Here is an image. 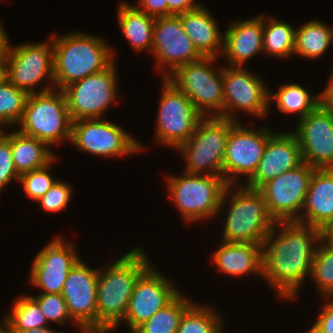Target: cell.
Masks as SVG:
<instances>
[{
  "instance_id": "1",
  "label": "cell",
  "mask_w": 333,
  "mask_h": 333,
  "mask_svg": "<svg viewBox=\"0 0 333 333\" xmlns=\"http://www.w3.org/2000/svg\"><path fill=\"white\" fill-rule=\"evenodd\" d=\"M319 242L320 230L298 221H277L268 233L262 245V278L279 299L297 298Z\"/></svg>"
},
{
  "instance_id": "2",
  "label": "cell",
  "mask_w": 333,
  "mask_h": 333,
  "mask_svg": "<svg viewBox=\"0 0 333 333\" xmlns=\"http://www.w3.org/2000/svg\"><path fill=\"white\" fill-rule=\"evenodd\" d=\"M152 265L139 246L107 267L99 268L97 282V333H110L123 324L138 278Z\"/></svg>"
},
{
  "instance_id": "3",
  "label": "cell",
  "mask_w": 333,
  "mask_h": 333,
  "mask_svg": "<svg viewBox=\"0 0 333 333\" xmlns=\"http://www.w3.org/2000/svg\"><path fill=\"white\" fill-rule=\"evenodd\" d=\"M54 86H66L108 68L115 60V50L93 34L70 32L56 37L53 33Z\"/></svg>"
},
{
  "instance_id": "4",
  "label": "cell",
  "mask_w": 333,
  "mask_h": 333,
  "mask_svg": "<svg viewBox=\"0 0 333 333\" xmlns=\"http://www.w3.org/2000/svg\"><path fill=\"white\" fill-rule=\"evenodd\" d=\"M231 189L234 194L230 193L233 191ZM227 203L229 209H226L228 214L224 218L221 241L263 245L276 221L270 215L262 194L258 190L247 188L241 182L239 186L227 185L221 198L220 210Z\"/></svg>"
},
{
  "instance_id": "5",
  "label": "cell",
  "mask_w": 333,
  "mask_h": 333,
  "mask_svg": "<svg viewBox=\"0 0 333 333\" xmlns=\"http://www.w3.org/2000/svg\"><path fill=\"white\" fill-rule=\"evenodd\" d=\"M216 60L203 57L181 65L166 79L191 100L203 117L224 118L223 66L213 67Z\"/></svg>"
},
{
  "instance_id": "6",
  "label": "cell",
  "mask_w": 333,
  "mask_h": 333,
  "mask_svg": "<svg viewBox=\"0 0 333 333\" xmlns=\"http://www.w3.org/2000/svg\"><path fill=\"white\" fill-rule=\"evenodd\" d=\"M18 130L48 146L71 141L72 120L63 90L28 95Z\"/></svg>"
},
{
  "instance_id": "7",
  "label": "cell",
  "mask_w": 333,
  "mask_h": 333,
  "mask_svg": "<svg viewBox=\"0 0 333 333\" xmlns=\"http://www.w3.org/2000/svg\"><path fill=\"white\" fill-rule=\"evenodd\" d=\"M174 176L166 177L169 197L184 221L194 223V221H203L222 213L220 203L227 186L222 176L187 172Z\"/></svg>"
},
{
  "instance_id": "8",
  "label": "cell",
  "mask_w": 333,
  "mask_h": 333,
  "mask_svg": "<svg viewBox=\"0 0 333 333\" xmlns=\"http://www.w3.org/2000/svg\"><path fill=\"white\" fill-rule=\"evenodd\" d=\"M236 121L203 117L190 138L177 150L186 160L185 172L222 176L226 142Z\"/></svg>"
},
{
  "instance_id": "9",
  "label": "cell",
  "mask_w": 333,
  "mask_h": 333,
  "mask_svg": "<svg viewBox=\"0 0 333 333\" xmlns=\"http://www.w3.org/2000/svg\"><path fill=\"white\" fill-rule=\"evenodd\" d=\"M53 60L51 36L47 42L23 43L17 46L9 44L6 58L7 79L28 95L55 89ZM47 78L50 86H43L37 91L35 88L38 84Z\"/></svg>"
},
{
  "instance_id": "10",
  "label": "cell",
  "mask_w": 333,
  "mask_h": 333,
  "mask_svg": "<svg viewBox=\"0 0 333 333\" xmlns=\"http://www.w3.org/2000/svg\"><path fill=\"white\" fill-rule=\"evenodd\" d=\"M155 141L177 149L184 144L196 129L203 116L191 100L166 78H163Z\"/></svg>"
},
{
  "instance_id": "11",
  "label": "cell",
  "mask_w": 333,
  "mask_h": 333,
  "mask_svg": "<svg viewBox=\"0 0 333 333\" xmlns=\"http://www.w3.org/2000/svg\"><path fill=\"white\" fill-rule=\"evenodd\" d=\"M114 61L105 70L89 75L63 89L72 122L80 119L103 118L117 99L118 79Z\"/></svg>"
},
{
  "instance_id": "12",
  "label": "cell",
  "mask_w": 333,
  "mask_h": 333,
  "mask_svg": "<svg viewBox=\"0 0 333 333\" xmlns=\"http://www.w3.org/2000/svg\"><path fill=\"white\" fill-rule=\"evenodd\" d=\"M273 134L265 125L256 131L255 128L242 126L240 122H236L231 127L222 167V177L227 185H239L236 179L242 175L244 179L247 177L244 184L254 175L267 141Z\"/></svg>"
},
{
  "instance_id": "13",
  "label": "cell",
  "mask_w": 333,
  "mask_h": 333,
  "mask_svg": "<svg viewBox=\"0 0 333 333\" xmlns=\"http://www.w3.org/2000/svg\"><path fill=\"white\" fill-rule=\"evenodd\" d=\"M70 142L84 152L104 158L136 154L144 149L123 127L101 118L72 122Z\"/></svg>"
},
{
  "instance_id": "14",
  "label": "cell",
  "mask_w": 333,
  "mask_h": 333,
  "mask_svg": "<svg viewBox=\"0 0 333 333\" xmlns=\"http://www.w3.org/2000/svg\"><path fill=\"white\" fill-rule=\"evenodd\" d=\"M265 84L245 66H223L224 118L238 122L237 111L256 118L267 116L270 110L269 87Z\"/></svg>"
},
{
  "instance_id": "15",
  "label": "cell",
  "mask_w": 333,
  "mask_h": 333,
  "mask_svg": "<svg viewBox=\"0 0 333 333\" xmlns=\"http://www.w3.org/2000/svg\"><path fill=\"white\" fill-rule=\"evenodd\" d=\"M314 169L303 162L258 189L276 222L299 221Z\"/></svg>"
},
{
  "instance_id": "16",
  "label": "cell",
  "mask_w": 333,
  "mask_h": 333,
  "mask_svg": "<svg viewBox=\"0 0 333 333\" xmlns=\"http://www.w3.org/2000/svg\"><path fill=\"white\" fill-rule=\"evenodd\" d=\"M151 54L156 58L157 63L154 67L163 74L162 78H166L181 65L203 58L184 32L178 15L155 19Z\"/></svg>"
},
{
  "instance_id": "17",
  "label": "cell",
  "mask_w": 333,
  "mask_h": 333,
  "mask_svg": "<svg viewBox=\"0 0 333 333\" xmlns=\"http://www.w3.org/2000/svg\"><path fill=\"white\" fill-rule=\"evenodd\" d=\"M99 268L81 259L69 272L61 292L68 313L82 333H97V282Z\"/></svg>"
},
{
  "instance_id": "18",
  "label": "cell",
  "mask_w": 333,
  "mask_h": 333,
  "mask_svg": "<svg viewBox=\"0 0 333 333\" xmlns=\"http://www.w3.org/2000/svg\"><path fill=\"white\" fill-rule=\"evenodd\" d=\"M303 162L315 169L333 168V110L318 106L296 123Z\"/></svg>"
},
{
  "instance_id": "19",
  "label": "cell",
  "mask_w": 333,
  "mask_h": 333,
  "mask_svg": "<svg viewBox=\"0 0 333 333\" xmlns=\"http://www.w3.org/2000/svg\"><path fill=\"white\" fill-rule=\"evenodd\" d=\"M73 243L54 237L35 256L31 264L30 281L39 294H61L66 278L80 260Z\"/></svg>"
},
{
  "instance_id": "20",
  "label": "cell",
  "mask_w": 333,
  "mask_h": 333,
  "mask_svg": "<svg viewBox=\"0 0 333 333\" xmlns=\"http://www.w3.org/2000/svg\"><path fill=\"white\" fill-rule=\"evenodd\" d=\"M173 284L153 264L138 278L122 320L131 333L181 292Z\"/></svg>"
},
{
  "instance_id": "21",
  "label": "cell",
  "mask_w": 333,
  "mask_h": 333,
  "mask_svg": "<svg viewBox=\"0 0 333 333\" xmlns=\"http://www.w3.org/2000/svg\"><path fill=\"white\" fill-rule=\"evenodd\" d=\"M289 132V133H288ZM275 133L268 139L264 154L254 175L243 185L258 190L280 174L303 163L301 147L291 131Z\"/></svg>"
},
{
  "instance_id": "22",
  "label": "cell",
  "mask_w": 333,
  "mask_h": 333,
  "mask_svg": "<svg viewBox=\"0 0 333 333\" xmlns=\"http://www.w3.org/2000/svg\"><path fill=\"white\" fill-rule=\"evenodd\" d=\"M263 52V14L231 23L223 34L224 56L229 67H244L248 59Z\"/></svg>"
},
{
  "instance_id": "23",
  "label": "cell",
  "mask_w": 333,
  "mask_h": 333,
  "mask_svg": "<svg viewBox=\"0 0 333 333\" xmlns=\"http://www.w3.org/2000/svg\"><path fill=\"white\" fill-rule=\"evenodd\" d=\"M303 210L298 222L319 230L333 219V168L314 169Z\"/></svg>"
},
{
  "instance_id": "24",
  "label": "cell",
  "mask_w": 333,
  "mask_h": 333,
  "mask_svg": "<svg viewBox=\"0 0 333 333\" xmlns=\"http://www.w3.org/2000/svg\"><path fill=\"white\" fill-rule=\"evenodd\" d=\"M213 252L211 261L219 272L235 277L263 275L262 245L220 241Z\"/></svg>"
},
{
  "instance_id": "25",
  "label": "cell",
  "mask_w": 333,
  "mask_h": 333,
  "mask_svg": "<svg viewBox=\"0 0 333 333\" xmlns=\"http://www.w3.org/2000/svg\"><path fill=\"white\" fill-rule=\"evenodd\" d=\"M178 16L197 51L203 57L219 58L223 50V34L208 8L201 5Z\"/></svg>"
},
{
  "instance_id": "26",
  "label": "cell",
  "mask_w": 333,
  "mask_h": 333,
  "mask_svg": "<svg viewBox=\"0 0 333 333\" xmlns=\"http://www.w3.org/2000/svg\"><path fill=\"white\" fill-rule=\"evenodd\" d=\"M49 148L45 142L25 135L18 129L11 131L12 159L19 175L50 163L56 155Z\"/></svg>"
},
{
  "instance_id": "27",
  "label": "cell",
  "mask_w": 333,
  "mask_h": 333,
  "mask_svg": "<svg viewBox=\"0 0 333 333\" xmlns=\"http://www.w3.org/2000/svg\"><path fill=\"white\" fill-rule=\"evenodd\" d=\"M118 24L123 35L136 52L152 51L155 17L137 10L131 3L120 1L117 10Z\"/></svg>"
},
{
  "instance_id": "28",
  "label": "cell",
  "mask_w": 333,
  "mask_h": 333,
  "mask_svg": "<svg viewBox=\"0 0 333 333\" xmlns=\"http://www.w3.org/2000/svg\"><path fill=\"white\" fill-rule=\"evenodd\" d=\"M332 28L320 20H310L295 30L294 53L306 59H315L332 45Z\"/></svg>"
},
{
  "instance_id": "29",
  "label": "cell",
  "mask_w": 333,
  "mask_h": 333,
  "mask_svg": "<svg viewBox=\"0 0 333 333\" xmlns=\"http://www.w3.org/2000/svg\"><path fill=\"white\" fill-rule=\"evenodd\" d=\"M268 100L269 105L276 100V106L281 112L298 115L297 121L319 106V95L310 94L305 87L297 83L281 85L276 93L269 90Z\"/></svg>"
},
{
  "instance_id": "30",
  "label": "cell",
  "mask_w": 333,
  "mask_h": 333,
  "mask_svg": "<svg viewBox=\"0 0 333 333\" xmlns=\"http://www.w3.org/2000/svg\"><path fill=\"white\" fill-rule=\"evenodd\" d=\"M264 17L263 14V52L274 58H289L294 53L296 29L276 17Z\"/></svg>"
},
{
  "instance_id": "31",
  "label": "cell",
  "mask_w": 333,
  "mask_h": 333,
  "mask_svg": "<svg viewBox=\"0 0 333 333\" xmlns=\"http://www.w3.org/2000/svg\"><path fill=\"white\" fill-rule=\"evenodd\" d=\"M183 295L179 292L166 306L132 333H177L183 313L193 303Z\"/></svg>"
},
{
  "instance_id": "32",
  "label": "cell",
  "mask_w": 333,
  "mask_h": 333,
  "mask_svg": "<svg viewBox=\"0 0 333 333\" xmlns=\"http://www.w3.org/2000/svg\"><path fill=\"white\" fill-rule=\"evenodd\" d=\"M209 305L193 302L183 313L177 333H223L222 318Z\"/></svg>"
},
{
  "instance_id": "33",
  "label": "cell",
  "mask_w": 333,
  "mask_h": 333,
  "mask_svg": "<svg viewBox=\"0 0 333 333\" xmlns=\"http://www.w3.org/2000/svg\"><path fill=\"white\" fill-rule=\"evenodd\" d=\"M13 304L12 311L5 317L11 322L16 333L48 326L38 303L30 295L19 296Z\"/></svg>"
},
{
  "instance_id": "34",
  "label": "cell",
  "mask_w": 333,
  "mask_h": 333,
  "mask_svg": "<svg viewBox=\"0 0 333 333\" xmlns=\"http://www.w3.org/2000/svg\"><path fill=\"white\" fill-rule=\"evenodd\" d=\"M28 94L8 79L0 84V130L4 126H19L26 105Z\"/></svg>"
},
{
  "instance_id": "35",
  "label": "cell",
  "mask_w": 333,
  "mask_h": 333,
  "mask_svg": "<svg viewBox=\"0 0 333 333\" xmlns=\"http://www.w3.org/2000/svg\"><path fill=\"white\" fill-rule=\"evenodd\" d=\"M310 277L319 289L321 298L333 297V247L321 240L314 255Z\"/></svg>"
},
{
  "instance_id": "36",
  "label": "cell",
  "mask_w": 333,
  "mask_h": 333,
  "mask_svg": "<svg viewBox=\"0 0 333 333\" xmlns=\"http://www.w3.org/2000/svg\"><path fill=\"white\" fill-rule=\"evenodd\" d=\"M57 160L55 157L46 166L25 172L19 176V182L23 187L26 196H29L35 202L39 200L56 182L57 179L53 178L49 172L50 167Z\"/></svg>"
},
{
  "instance_id": "37",
  "label": "cell",
  "mask_w": 333,
  "mask_h": 333,
  "mask_svg": "<svg viewBox=\"0 0 333 333\" xmlns=\"http://www.w3.org/2000/svg\"><path fill=\"white\" fill-rule=\"evenodd\" d=\"M31 297L38 303L41 312L47 319V322L65 324L66 321H74L71 319L66 302L62 294H37ZM70 319V320H69Z\"/></svg>"
},
{
  "instance_id": "38",
  "label": "cell",
  "mask_w": 333,
  "mask_h": 333,
  "mask_svg": "<svg viewBox=\"0 0 333 333\" xmlns=\"http://www.w3.org/2000/svg\"><path fill=\"white\" fill-rule=\"evenodd\" d=\"M72 192L73 190L68 183L56 180L52 187L36 202L47 213H56L67 208L72 198Z\"/></svg>"
},
{
  "instance_id": "39",
  "label": "cell",
  "mask_w": 333,
  "mask_h": 333,
  "mask_svg": "<svg viewBox=\"0 0 333 333\" xmlns=\"http://www.w3.org/2000/svg\"><path fill=\"white\" fill-rule=\"evenodd\" d=\"M0 130V193L12 180L19 181L11 151V132L6 133Z\"/></svg>"
},
{
  "instance_id": "40",
  "label": "cell",
  "mask_w": 333,
  "mask_h": 333,
  "mask_svg": "<svg viewBox=\"0 0 333 333\" xmlns=\"http://www.w3.org/2000/svg\"><path fill=\"white\" fill-rule=\"evenodd\" d=\"M322 311L317 315V320L308 333H333V297H325Z\"/></svg>"
},
{
  "instance_id": "41",
  "label": "cell",
  "mask_w": 333,
  "mask_h": 333,
  "mask_svg": "<svg viewBox=\"0 0 333 333\" xmlns=\"http://www.w3.org/2000/svg\"><path fill=\"white\" fill-rule=\"evenodd\" d=\"M133 6L155 18L168 16L167 0H138V4Z\"/></svg>"
},
{
  "instance_id": "42",
  "label": "cell",
  "mask_w": 333,
  "mask_h": 333,
  "mask_svg": "<svg viewBox=\"0 0 333 333\" xmlns=\"http://www.w3.org/2000/svg\"><path fill=\"white\" fill-rule=\"evenodd\" d=\"M201 5L196 0H167L168 16L186 13Z\"/></svg>"
},
{
  "instance_id": "43",
  "label": "cell",
  "mask_w": 333,
  "mask_h": 333,
  "mask_svg": "<svg viewBox=\"0 0 333 333\" xmlns=\"http://www.w3.org/2000/svg\"><path fill=\"white\" fill-rule=\"evenodd\" d=\"M332 73L328 77V84L325 86L322 92H320L319 95V105L333 110V68Z\"/></svg>"
},
{
  "instance_id": "44",
  "label": "cell",
  "mask_w": 333,
  "mask_h": 333,
  "mask_svg": "<svg viewBox=\"0 0 333 333\" xmlns=\"http://www.w3.org/2000/svg\"><path fill=\"white\" fill-rule=\"evenodd\" d=\"M8 34L5 32V28L0 23V62H6L7 53L9 49Z\"/></svg>"
},
{
  "instance_id": "45",
  "label": "cell",
  "mask_w": 333,
  "mask_h": 333,
  "mask_svg": "<svg viewBox=\"0 0 333 333\" xmlns=\"http://www.w3.org/2000/svg\"><path fill=\"white\" fill-rule=\"evenodd\" d=\"M320 240L325 245L333 247V219L320 229Z\"/></svg>"
},
{
  "instance_id": "46",
  "label": "cell",
  "mask_w": 333,
  "mask_h": 333,
  "mask_svg": "<svg viewBox=\"0 0 333 333\" xmlns=\"http://www.w3.org/2000/svg\"><path fill=\"white\" fill-rule=\"evenodd\" d=\"M0 333H16L11 322L6 317L0 325Z\"/></svg>"
},
{
  "instance_id": "47",
  "label": "cell",
  "mask_w": 333,
  "mask_h": 333,
  "mask_svg": "<svg viewBox=\"0 0 333 333\" xmlns=\"http://www.w3.org/2000/svg\"><path fill=\"white\" fill-rule=\"evenodd\" d=\"M18 333H58V331L56 332V330H52L49 326H46L41 328L28 329Z\"/></svg>"
},
{
  "instance_id": "48",
  "label": "cell",
  "mask_w": 333,
  "mask_h": 333,
  "mask_svg": "<svg viewBox=\"0 0 333 333\" xmlns=\"http://www.w3.org/2000/svg\"><path fill=\"white\" fill-rule=\"evenodd\" d=\"M7 79L6 62H0V84Z\"/></svg>"
},
{
  "instance_id": "49",
  "label": "cell",
  "mask_w": 333,
  "mask_h": 333,
  "mask_svg": "<svg viewBox=\"0 0 333 333\" xmlns=\"http://www.w3.org/2000/svg\"><path fill=\"white\" fill-rule=\"evenodd\" d=\"M332 45H333V28H332Z\"/></svg>"
}]
</instances>
